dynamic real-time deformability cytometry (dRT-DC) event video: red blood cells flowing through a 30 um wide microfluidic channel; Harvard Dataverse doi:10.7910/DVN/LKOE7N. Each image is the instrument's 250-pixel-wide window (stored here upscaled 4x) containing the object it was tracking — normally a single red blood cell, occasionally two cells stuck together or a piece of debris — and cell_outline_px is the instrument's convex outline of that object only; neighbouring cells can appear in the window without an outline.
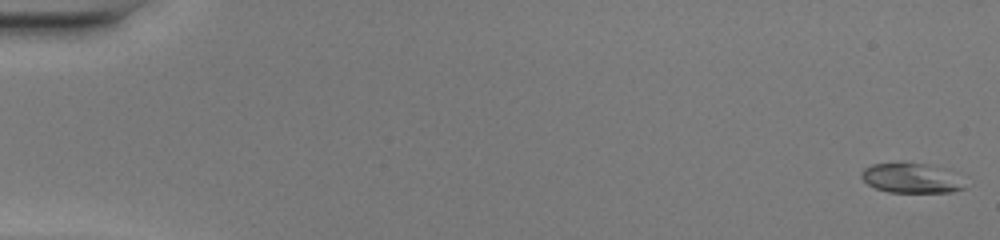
{"species": "common noctule bat (a hibernating species)", "species_latin": "Nyctalus noctula", "temperature_condition": "warm", "stored_images_in_passage": 50, "camera_frame_rate_fps": 3000, "um_per_image_px": 0.085, "animal": {"sex": "female", "body_mass_g": 20.0, "forearm_length_mm": 54.0}, "frame": {"image": 1, "passage_image": 1, "time_ms": 0.0, "image_size_px": [1000, 240], "cell_outline_px": [[964, 188], [952, 192], [888, 192], [876, 188], [868, 184], [860, 176], [860, 172], [864, 168], [872, 164], [928, 164], [936, 168]], "centroid_in_image_um": [77.21, 15.17], "position_along_channel_um": 7.8, "area_um2": 16.42}}
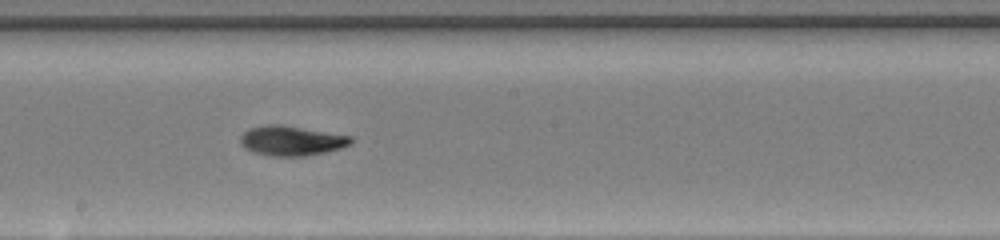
{"frame": {"image": 2, "passage_image": 29, "time_ms": 9.333, "image_size_px": [1000, 240], "cell_outline_px": [[352, 144], [340, 148], [308, 156], [272, 156], [252, 152], [244, 148], [240, 144], [240, 136], [248, 128], [268, 124], [284, 124], [352, 136]], "centroid_in_image_um": [24.75, 11.95], "position_along_channel_um": 223.4, "area_um2": 19.48}}
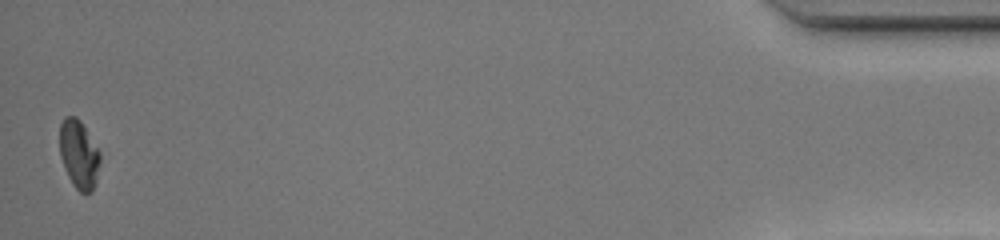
{"frame": {"image": 3, "passage_image": 50, "time_ms": 16.333, "image_size_px": [1000, 240], "cell_outline_px": [[100, 160], [96, 180], [92, 192], [80, 192], [72, 184], [64, 168], [60, 156], [60, 124], [64, 116], [76, 116], [80, 120], [100, 152]], "centroid_in_image_um": [6.69, 13.11], "position_along_channel_um": 428.5, "area_um2": 16.07}, "authors_computed_cell_mechanics": {"area_um2": 18.2648, "velocity_mm_per_s": 4.171, "shape_relaxation_time_tau1_ms": 5.48, "shape_relaxation_time_tau2_ms": 5.3587, "deformation_change_tau1": 0.2261, "deformation_change_tau2": 0.1046}}